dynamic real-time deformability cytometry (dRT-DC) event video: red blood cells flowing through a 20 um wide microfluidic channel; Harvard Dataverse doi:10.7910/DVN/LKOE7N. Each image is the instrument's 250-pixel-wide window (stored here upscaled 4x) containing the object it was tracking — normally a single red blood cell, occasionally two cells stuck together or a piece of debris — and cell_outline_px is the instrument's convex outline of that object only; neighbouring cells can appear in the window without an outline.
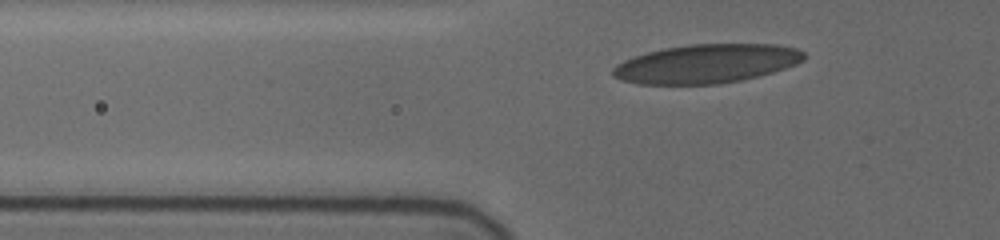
{"species": "human", "species_latin": "Homo sapiens", "temperature_condition": "cold", "stored_images_in_passage": 15, "camera_frame_rate_fps": 3000, "um_per_image_px": 0.085, "donor": {"sex": "female"}, "frame": {"image": 1, "passage_image": 2, "time_ms": 0.333, "image_size_px": [1000, 240], "cell_outline_px": [[808, 56], [804, 60], [796, 64], [772, 72], [740, 80], [720, 84], [640, 84], [624, 80], [612, 76], [612, 68], [616, 64], [624, 60], [648, 52], [664, 48], [688, 44], [776, 44], [796, 48], [804, 52]], "centroid_in_image_um": [60.07, 5.41], "position_along_channel_um": 65.7, "area_um2": 43.23}}
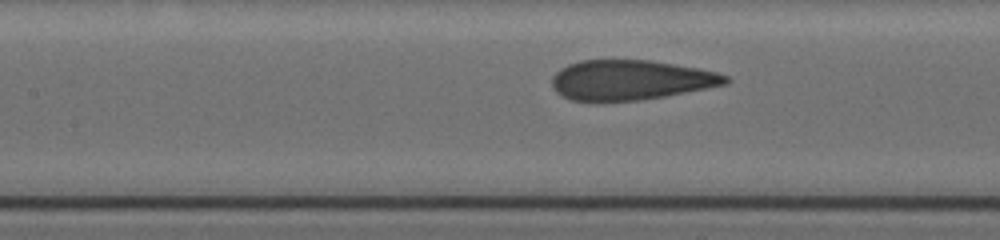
{"frame": {"image": 2, "passage_image": 9, "time_ms": 3.0, "image_size_px": [1000, 240], "cell_outline_px": [[732, 80], [728, 84], [664, 96], [640, 100], [572, 100], [556, 92], [552, 88], [552, 76], [560, 68], [568, 64], [580, 60], [652, 60], [700, 68], [716, 72], [728, 76]], "centroid_in_image_um": [53.63, 6.78], "position_along_channel_um": 153.8, "area_um2": 40.29}}
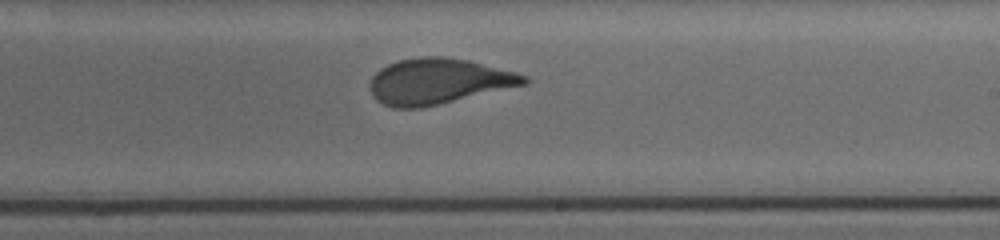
{"frame": {"image": 3, "passage_image": 15, "time_ms": 5.667, "image_size_px": [1000, 240], "cell_outline_px": [[528, 84], [420, 108], [392, 108], [376, 100], [372, 96], [368, 84], [372, 76], [380, 68], [388, 64], [400, 60], [420, 56], [444, 56], [468, 60], [516, 72], [528, 76]], "centroid_in_image_um": [37.23, 6.91], "position_along_channel_um": 251.8, "area_um2": 41.1}}